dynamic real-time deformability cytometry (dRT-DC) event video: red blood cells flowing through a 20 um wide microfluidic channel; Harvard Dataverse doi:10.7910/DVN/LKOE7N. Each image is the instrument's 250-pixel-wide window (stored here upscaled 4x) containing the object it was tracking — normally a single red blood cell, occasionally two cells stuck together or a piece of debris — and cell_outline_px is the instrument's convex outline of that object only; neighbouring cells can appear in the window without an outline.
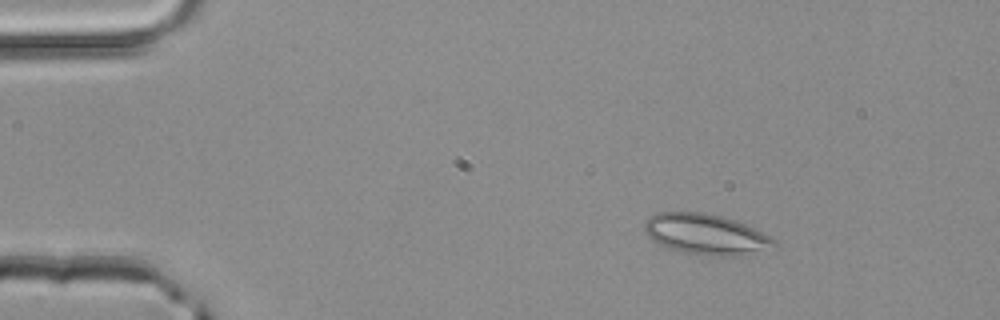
{"species": "common noctule bat (a hibernating species)", "species_latin": "Nyctalus noctula", "temperature_condition": "room temperature", "stored_images_in_passage": 3, "camera_frame_rate_fps": 3000, "um_per_image_px": 0.085, "animal": {"sex": "male", "body_mass_g": 20.4}, "frame": {"image": 1, "passage_image": 1, "time_ms": 0.0, "image_size_px": [1000, 320], "cell_outline_px": [[780, 244], [732, 256], [708, 256], [680, 252], [664, 248], [652, 240], [644, 232], [644, 224], [648, 216], [656, 212], [704, 212], [724, 216], [736, 220], [776, 240]], "centroid_in_image_um": [59.87, 19.9], "position_along_channel_um": 25.1, "area_um2": 30.63}}